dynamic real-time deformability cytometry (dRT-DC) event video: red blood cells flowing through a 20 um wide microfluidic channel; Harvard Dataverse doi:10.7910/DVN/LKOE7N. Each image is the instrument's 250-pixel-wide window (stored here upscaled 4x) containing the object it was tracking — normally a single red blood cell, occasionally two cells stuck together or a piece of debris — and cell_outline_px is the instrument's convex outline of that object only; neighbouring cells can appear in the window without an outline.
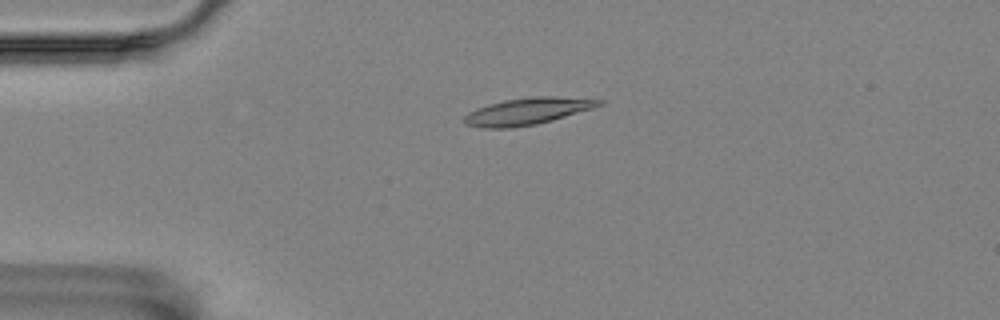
{"species": "Egyptian fruit bat (a non-hibernating species)", "species_latin": "Rousettus aegyptiacus", "temperature_condition": "room temperature", "stored_images_in_passage": 3, "camera_frame_rate_fps": 3000, "um_per_image_px": 0.085, "animal": {"sex": "female"}, "frame": {"image": 1, "passage_image": 2, "time_ms": 0.333, "image_size_px": [1000, 320], "cell_outline_px": [[604, 104], [592, 108], [552, 120], [536, 124], [508, 128], [484, 128], [464, 124], [464, 116], [468, 112], [476, 108], [488, 104], [504, 100], [532, 96], [556, 96], [604, 100]], "centroid_in_image_um": [44.8, 9.45], "position_along_channel_um": 40.2, "area_um2": 21.04}}